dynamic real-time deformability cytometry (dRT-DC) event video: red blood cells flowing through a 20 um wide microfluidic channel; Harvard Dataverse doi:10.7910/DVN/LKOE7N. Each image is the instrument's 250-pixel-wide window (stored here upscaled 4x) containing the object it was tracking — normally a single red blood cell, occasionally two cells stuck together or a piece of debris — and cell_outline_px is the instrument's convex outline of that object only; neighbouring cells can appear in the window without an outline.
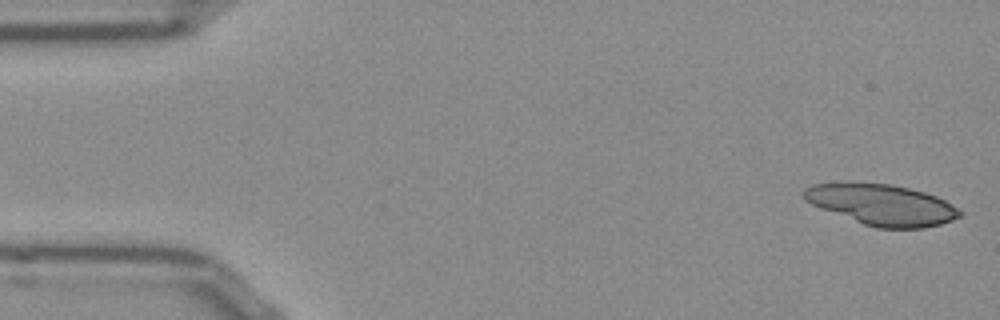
{"species": "Egyptian fruit bat (a non-hibernating species)", "species_latin": "Rousettus aegyptiacus", "temperature_condition": "room temperature", "stored_images_in_passage": 51, "camera_frame_rate_fps": 3000, "um_per_image_px": 0.085, "frame": {"image": 1, "passage_image": 1, "time_ms": 0.0, "image_size_px": [1000, 320], "cell_outline_px": [[964, 212], [960, 216], [952, 220], [940, 224], [924, 228], [876, 228], [864, 224], [820, 208], [804, 200], [800, 196], [800, 192], [804, 188], [812, 184], [892, 184], [924, 192], [936, 196], [944, 200]], "centroid_in_image_um": [74.95, 17.42], "position_along_channel_um": 10.1, "area_um2": 36.7}}